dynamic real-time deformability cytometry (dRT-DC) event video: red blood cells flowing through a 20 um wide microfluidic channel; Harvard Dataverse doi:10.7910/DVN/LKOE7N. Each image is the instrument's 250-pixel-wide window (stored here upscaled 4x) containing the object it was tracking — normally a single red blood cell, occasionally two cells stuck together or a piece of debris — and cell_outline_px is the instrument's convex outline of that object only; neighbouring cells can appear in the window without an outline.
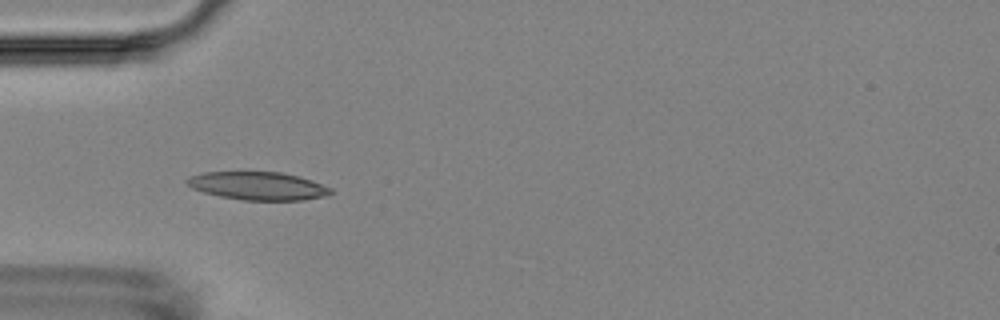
{"species": "Egyptian fruit bat (a non-hibernating species)", "species_latin": "Rousettus aegyptiacus", "temperature_condition": "room temperature", "stored_images_in_passage": 5, "camera_frame_rate_fps": 3000, "um_per_image_px": 0.085, "animal": {"sex": "female"}, "frame": {"image": 1, "passage_image": 5, "time_ms": 4.667, "image_size_px": [1000, 320], "cell_outline_px": [[332, 192], [328, 196], [304, 200], [244, 200], [220, 196], [204, 192], [192, 188], [184, 184], [184, 180], [188, 176], [204, 172], [280, 172], [312, 180], [332, 188]], "centroid_in_image_um": [21.9, 15.8], "position_along_channel_um": 63.1, "area_um2": 23.64}}